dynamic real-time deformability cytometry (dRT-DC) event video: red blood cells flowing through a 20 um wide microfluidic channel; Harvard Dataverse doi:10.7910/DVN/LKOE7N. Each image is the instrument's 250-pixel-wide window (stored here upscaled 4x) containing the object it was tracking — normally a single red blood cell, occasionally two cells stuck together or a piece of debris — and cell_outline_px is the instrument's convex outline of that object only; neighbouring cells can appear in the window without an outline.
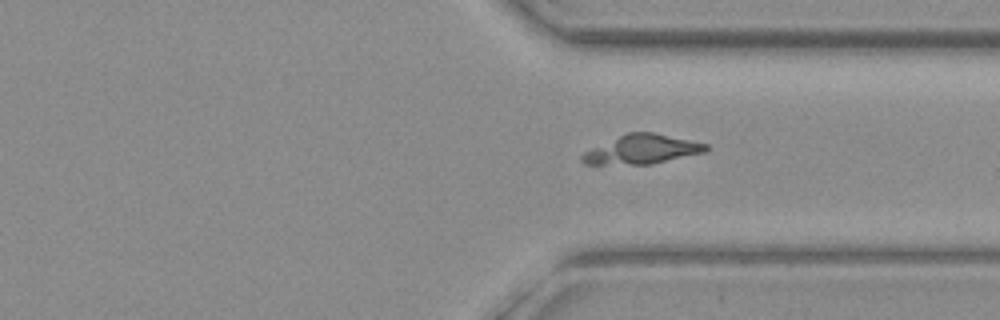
{"species": "common noctule bat (a hibernating species)", "species_latin": "Nyctalus noctula", "temperature_condition": "warm", "stored_images_in_passage": 63, "camera_frame_rate_fps": 3000, "um_per_image_px": 0.085, "animal": {"sex": "female", "body_mass_g": 19.3, "forearm_length_mm": 54.1}, "frame": {"image": 1, "passage_image": 48, "time_ms": 15.667, "image_size_px": [1000, 320], "cell_outline_px": [[708, 148], [704, 152], [652, 164], [584, 164], [580, 160], [580, 156], [584, 152], [628, 132], [652, 132], [708, 144]], "centroid_in_image_um": [54.56, 12.71], "position_along_channel_um": 356.8, "area_um2": 20.63}}
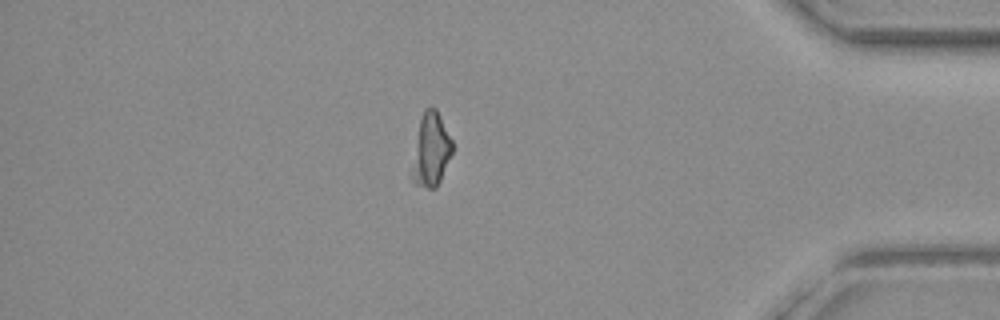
{"frame": {"image": 2, "passage_image": 55, "time_ms": 18.0, "image_size_px": [1000, 320], "cell_outline_px": [[452, 152], [440, 180], [436, 188], [428, 188], [416, 184], [412, 180], [412, 176], [420, 120], [424, 108], [436, 108], [452, 140]], "centroid_in_image_um": [36.66, 12.73], "position_along_channel_um": 398.5, "area_um2": 16.42}}